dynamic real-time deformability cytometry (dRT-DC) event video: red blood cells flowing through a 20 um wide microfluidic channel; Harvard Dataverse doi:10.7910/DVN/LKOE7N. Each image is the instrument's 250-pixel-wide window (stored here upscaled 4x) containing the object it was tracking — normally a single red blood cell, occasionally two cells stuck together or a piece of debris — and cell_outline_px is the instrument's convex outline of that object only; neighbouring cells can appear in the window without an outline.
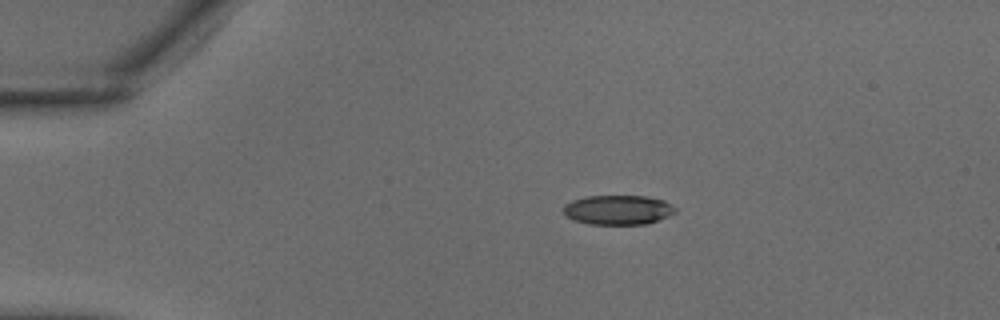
{"species": "common noctule bat (a hibernating species)", "species_latin": "Nyctalus noctula", "temperature_condition": "warm", "stored_images_in_passage": 9, "camera_frame_rate_fps": 3000, "um_per_image_px": 0.085, "animal": {"sex": "male", "body_mass_g": 18.8}, "frame": {"image": 1, "passage_image": 2, "time_ms": 0.333, "image_size_px": [1000, 320], "cell_outline_px": [[676, 212], [668, 216], [648, 224], [588, 224], [572, 220], [564, 216], [564, 204], [572, 200], [588, 196], [644, 196], [664, 200], [676, 208]], "centroid_in_image_um": [52.51, 17.84], "position_along_channel_um": 32.5, "area_um2": 19.36}}
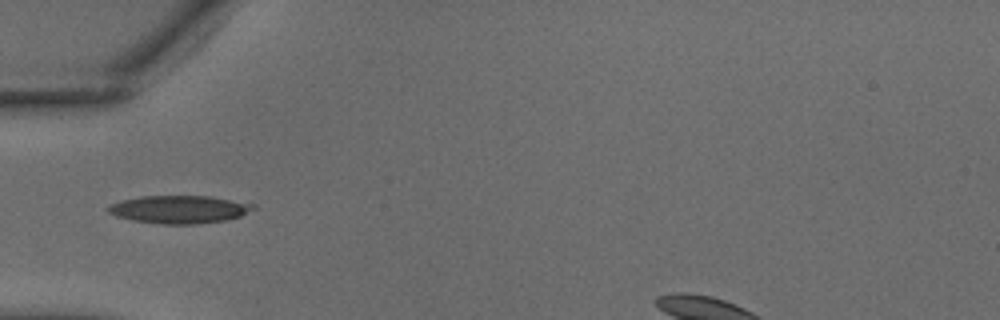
{"frame": {"image": 2, "passage_image": 7, "time_ms": 2.0, "image_size_px": [1000, 320], "cell_outline_px": [[256, 208], [240, 216], [224, 220], [196, 224], [160, 224], [132, 220], [116, 216], [108, 212], [104, 208], [120, 200], [140, 196], [208, 196], [256, 204]], "centroid_in_image_um": [15.21, 17.79], "position_along_channel_um": 69.8, "area_um2": 23.58}}